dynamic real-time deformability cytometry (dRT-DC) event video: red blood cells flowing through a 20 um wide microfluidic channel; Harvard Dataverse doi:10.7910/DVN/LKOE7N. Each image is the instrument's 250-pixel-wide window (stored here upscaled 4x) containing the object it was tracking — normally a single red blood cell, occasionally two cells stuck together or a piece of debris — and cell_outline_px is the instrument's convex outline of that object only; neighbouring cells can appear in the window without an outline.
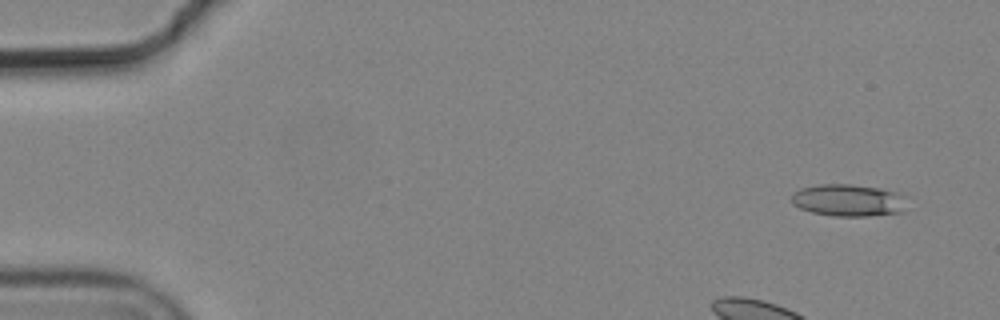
{"species": "common noctule bat (a hibernating species)", "species_latin": "Nyctalus noctula", "temperature_condition": "cold", "stored_images_in_passage": 7, "camera_frame_rate_fps": 3000, "um_per_image_px": 0.085, "animal": {"sex": "male", "body_mass_g": 19.2, "forearm_length_mm": 51.8}, "frame": {"image": 1, "passage_image": 1, "time_ms": 0.0, "image_size_px": [1000, 320], "cell_outline_px": [[908, 196], [904, 212], [868, 216], [832, 216], [812, 212], [800, 208], [792, 204], [792, 192], [800, 188], [820, 184], [852, 184], [880, 188], [900, 192]], "centroid_in_image_um": [72.17, 17.02], "position_along_channel_um": 12.8, "area_um2": 22.08}}
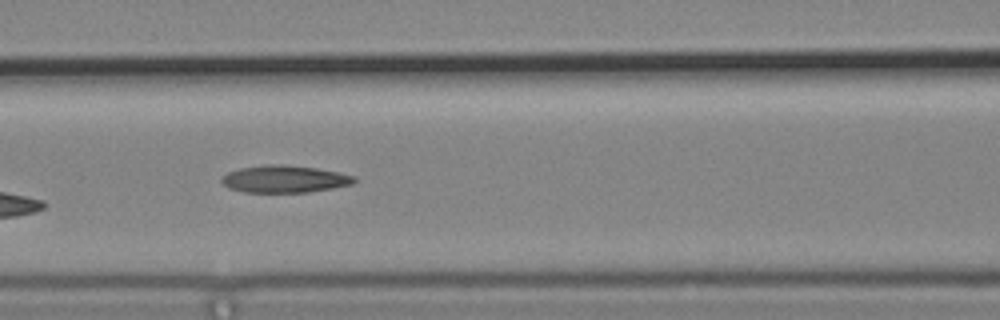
{"frame": {"image": 2, "passage_image": 6, "time_ms": 1.667, "image_size_px": [1000, 320], "cell_outline_px": [[356, 180], [352, 184], [332, 188], [308, 192], [244, 192], [228, 188], [220, 180], [220, 176], [228, 172], [240, 168], [264, 164], [284, 164], [316, 168], [340, 172], [356, 176]], "centroid_in_image_um": [24.17, 15.21], "position_along_channel_um": 142.4, "area_um2": 21.21}}
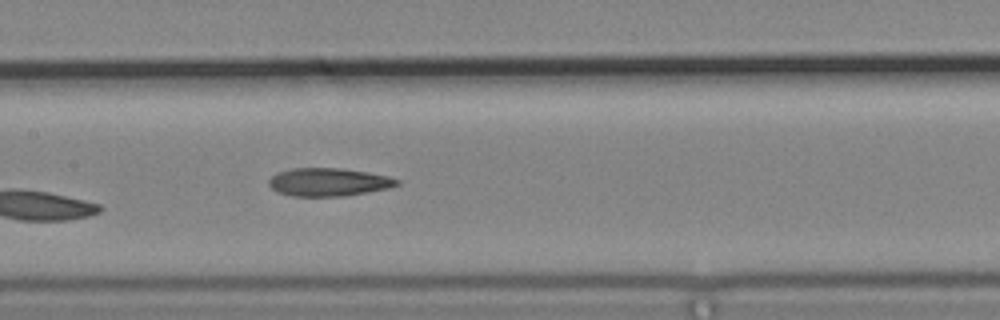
{"frame": {"image": 3, "passage_image": 7, "time_ms": 2.0, "image_size_px": [1000, 320], "cell_outline_px": [[400, 184], [388, 188], [344, 196], [292, 196], [276, 192], [268, 184], [268, 180], [272, 176], [280, 172], [292, 168], [340, 168], [368, 172], [388, 176], [400, 180]], "centroid_in_image_um": [27.92, 15.48], "position_along_channel_um": 179.5, "area_um2": 20.92}}